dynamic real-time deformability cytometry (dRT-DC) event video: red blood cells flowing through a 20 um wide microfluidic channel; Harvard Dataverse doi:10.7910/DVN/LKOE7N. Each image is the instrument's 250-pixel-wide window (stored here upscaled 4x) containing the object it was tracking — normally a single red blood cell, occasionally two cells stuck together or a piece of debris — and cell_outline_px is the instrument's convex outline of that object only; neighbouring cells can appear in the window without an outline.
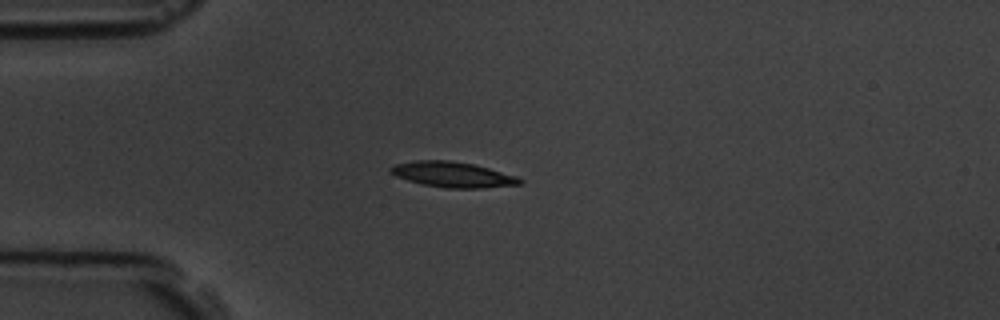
{"species": "common noctule bat (a hibernating species)", "species_latin": "Nyctalus noctula", "temperature_condition": "room temperature", "stored_images_in_passage": 12, "camera_frame_rate_fps": 3000, "um_per_image_px": 0.085, "animal": {"sex": "male", "body_mass_g": 19.5, "forearm_length_mm": 54.6}, "frame": {"image": 1, "passage_image": 1, "time_ms": 0.0, "image_size_px": [1000, 320], "cell_outline_px": [[524, 180], [520, 184], [484, 188], [444, 188], [420, 184], [396, 176], [388, 172], [388, 168], [392, 164], [416, 160], [448, 160], [472, 164], [488, 168], [516, 176]], "centroid_in_image_um": [38.41, 14.84], "position_along_channel_um": 46.6, "area_um2": 19.25}}
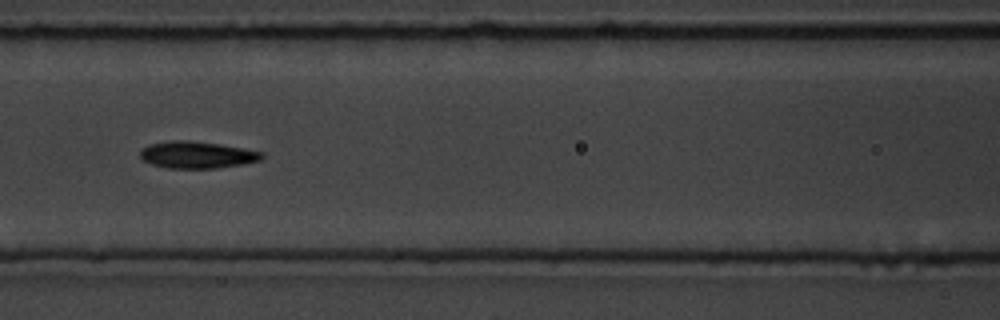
{"frame": {"image": 2, "passage_image": 4, "time_ms": 3.333, "image_size_px": [1000, 320], "cell_outline_px": [[264, 156], [260, 160], [240, 164], [216, 168], [168, 168], [152, 164], [144, 160], [140, 156], [140, 148], [148, 144], [172, 140], [188, 140], [220, 144], [244, 148], [264, 152]], "centroid_in_image_um": [16.73, 13.15], "position_along_channel_um": 149.9, "area_um2": 19.07}}
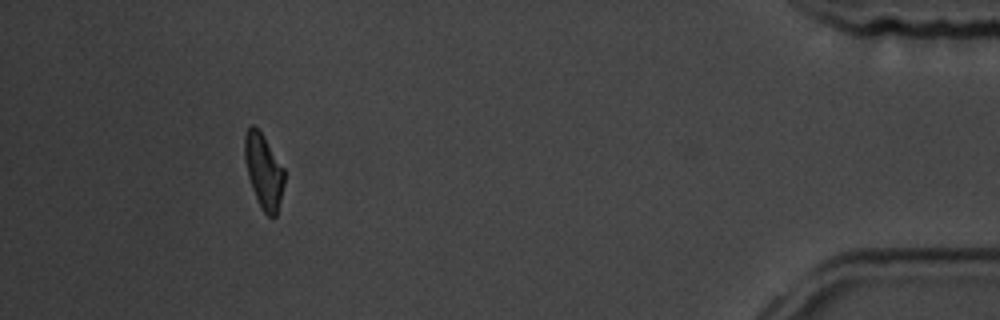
{"frame": {"image": 3, "passage_image": 11, "time_ms": 12.333, "image_size_px": [1000, 320], "cell_outline_px": [[284, 184], [276, 216], [272, 220], [264, 212], [252, 188], [248, 176], [244, 160], [244, 136], [248, 128], [252, 124], [264, 136], [284, 168]], "centroid_in_image_um": [22.41, 14.54], "position_along_channel_um": 412.8, "area_um2": 17.11}, "authors_computed_cell_mechanics": {"area_um2": 18.3515, "velocity_mm_per_s": 3.621, "shape_relaxation_time_tau1_ms": 4.8662, "shape_relaxation_time_tau2_ms": 3.7401, "deformation_change_tau1": 0.1389, "deformation_change_tau2": 0.0973}}